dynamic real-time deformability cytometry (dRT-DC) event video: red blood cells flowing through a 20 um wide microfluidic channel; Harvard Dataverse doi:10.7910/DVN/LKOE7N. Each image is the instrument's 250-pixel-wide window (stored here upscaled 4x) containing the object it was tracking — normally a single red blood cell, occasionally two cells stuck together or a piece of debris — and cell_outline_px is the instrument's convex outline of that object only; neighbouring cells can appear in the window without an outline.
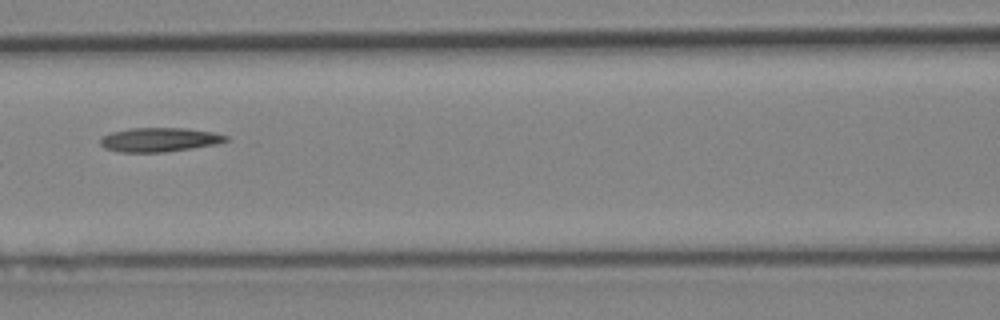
{"species": "Egyptian fruit bat (a non-hibernating species)", "species_latin": "Rousettus aegyptiacus", "temperature_condition": "cold", "stored_images_in_passage": 7, "camera_frame_rate_fps": 3000, "um_per_image_px": 0.085, "animal": {"sex": "female"}, "frame": {"image": 1, "passage_image": 6, "time_ms": 6.0, "image_size_px": [1000, 320], "cell_outline_px": [[232, 140], [216, 144], [192, 148], [164, 152], [120, 152], [104, 148], [100, 144], [100, 140], [104, 136], [112, 132], [132, 128], [188, 128], [212, 132], [228, 136]], "centroid_in_image_um": [13.59, 11.87], "position_along_channel_um": 153.0, "area_um2": 17.63}}
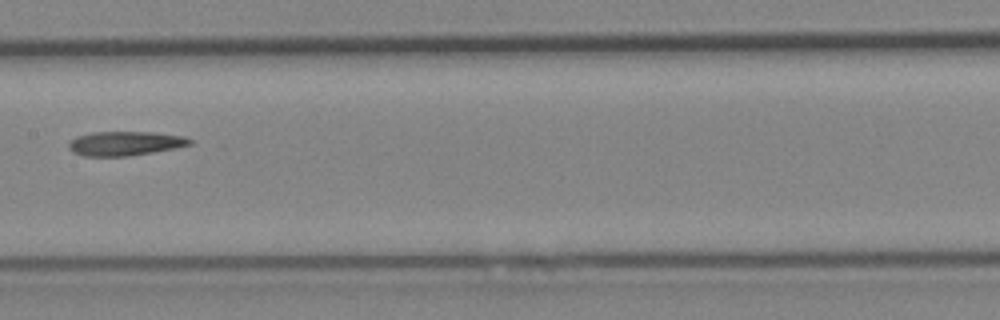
{"frame": {"image": 2, "passage_image": 7, "time_ms": 7.0, "image_size_px": [1000, 320], "cell_outline_px": [[192, 144], [176, 148], [128, 156], [84, 156], [72, 152], [68, 148], [68, 144], [76, 136], [92, 132], [152, 132], [184, 136], [192, 140]], "centroid_in_image_um": [10.62, 12.19], "position_along_channel_um": 196.8, "area_um2": 17.11}}